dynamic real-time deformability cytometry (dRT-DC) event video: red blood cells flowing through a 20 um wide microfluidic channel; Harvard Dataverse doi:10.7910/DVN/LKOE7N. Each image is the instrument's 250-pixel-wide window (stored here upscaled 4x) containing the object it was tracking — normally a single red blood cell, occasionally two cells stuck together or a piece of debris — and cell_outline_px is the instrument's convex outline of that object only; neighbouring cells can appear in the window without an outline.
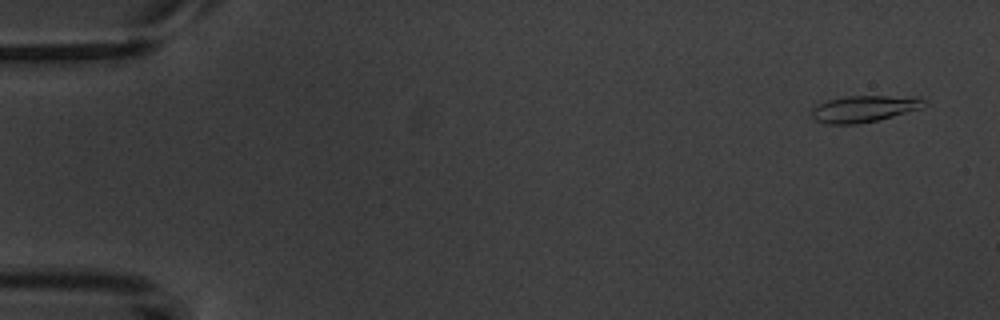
{"species": "common noctule bat (a hibernating species)", "species_latin": "Nyctalus noctula", "temperature_condition": "warm", "stored_images_in_passage": 4, "camera_frame_rate_fps": 3000, "um_per_image_px": 0.085, "animal": {"sex": "male", "body_mass_g": 20.1, "forearm_length_mm": 53.5}, "frame": {"image": 1, "passage_image": 1, "time_ms": 0.0, "image_size_px": [1000, 320], "cell_outline_px": [[928, 104], [920, 108], [892, 116], [860, 124], [828, 124], [816, 120], [812, 116], [812, 108], [816, 104], [828, 100], [844, 96], [920, 96]], "centroid_in_image_um": [73.45, 9.23], "position_along_channel_um": 11.5, "area_um2": 17.46}}